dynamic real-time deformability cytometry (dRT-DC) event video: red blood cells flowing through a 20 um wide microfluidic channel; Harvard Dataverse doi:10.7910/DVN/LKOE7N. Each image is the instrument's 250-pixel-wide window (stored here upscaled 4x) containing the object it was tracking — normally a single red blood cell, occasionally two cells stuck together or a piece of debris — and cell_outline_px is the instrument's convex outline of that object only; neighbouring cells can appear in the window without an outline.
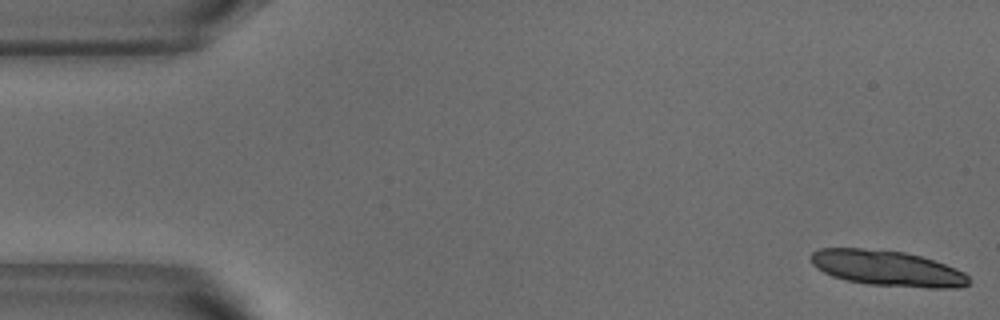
{"species": "common noctule bat (a hibernating species)", "species_latin": "Nyctalus noctula", "temperature_condition": "warm", "stored_images_in_passage": 14, "camera_frame_rate_fps": 3000, "um_per_image_px": 0.085, "animal": {"sex": "male", "body_mass_g": 18.8}, "frame": {"image": 1, "passage_image": 1, "time_ms": 0.0, "image_size_px": [1000, 320], "cell_outline_px": [[968, 284], [960, 288], [928, 288], [868, 284], [848, 280], [832, 276], [816, 268], [812, 264], [808, 256], [812, 252], [820, 248], [864, 248], [904, 252], [920, 256], [956, 268], [964, 272], [968, 276]], "centroid_in_image_um": [75.39, 22.8], "position_along_channel_um": 9.6, "area_um2": 32.71}}